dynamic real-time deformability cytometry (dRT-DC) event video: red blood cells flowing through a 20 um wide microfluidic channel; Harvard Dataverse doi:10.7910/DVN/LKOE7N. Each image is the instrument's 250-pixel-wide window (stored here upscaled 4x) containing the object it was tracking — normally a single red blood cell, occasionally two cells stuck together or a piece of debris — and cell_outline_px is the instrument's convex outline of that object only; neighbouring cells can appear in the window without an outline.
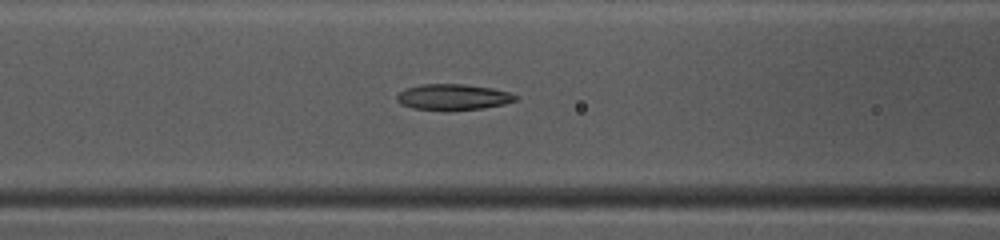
{"species": "common noctule bat (a hibernating species)", "species_latin": "Nyctalus noctula", "temperature_condition": "warm", "stored_images_in_passage": 48, "camera_frame_rate_fps": 3000, "um_per_image_px": 0.085, "animal": {"sex": "female", "body_mass_g": 10.0, "forearm_length_mm": 53.1}, "frame": {"image": 1, "passage_image": 20, "time_ms": 6.333, "image_size_px": [1000, 240], "cell_outline_px": [[520, 96], [516, 100], [504, 104], [484, 108], [448, 112], [444, 112], [412, 108], [400, 104], [396, 100], [396, 96], [404, 88], [420, 84], [464, 84], [492, 88], [508, 92]], "centroid_in_image_um": [38.48, 8.27], "position_along_channel_um": 128.1, "area_um2": 18.5}}
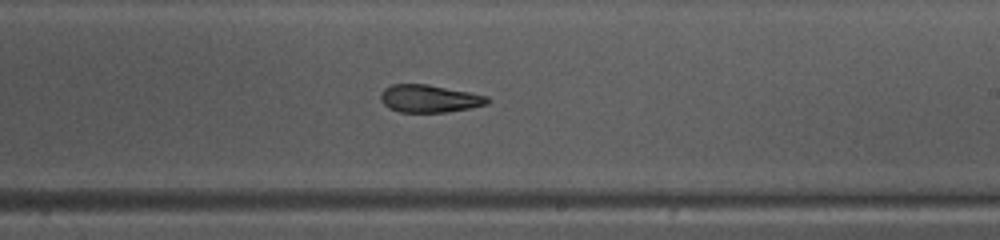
{"frame": {"image": 2, "passage_image": 29, "time_ms": 9.333, "image_size_px": [1000, 240], "cell_outline_px": [[492, 100], [488, 104], [472, 108], [448, 112], [400, 112], [388, 108], [380, 100], [380, 92], [384, 88], [392, 84], [428, 84], [488, 96]], "centroid_in_image_um": [36.5, 8.38], "position_along_channel_um": 252.5, "area_um2": 17.4}}
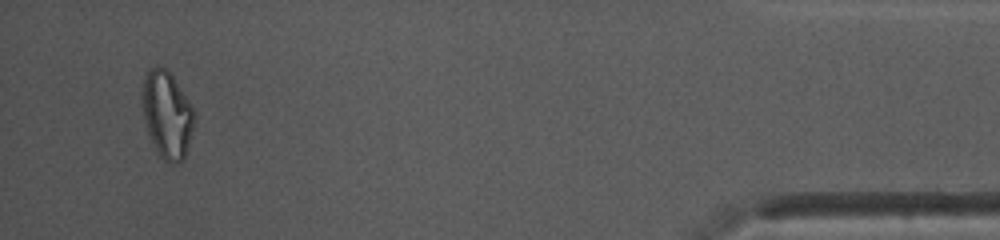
{"frame": {"image": 3, "passage_image": 46, "time_ms": 15.0, "image_size_px": [1000, 240], "cell_outline_px": [[196, 112], [184, 160], [176, 164], [172, 164], [164, 160], [160, 156], [148, 132], [144, 120], [144, 76], [156, 64], [168, 68]], "centroid_in_image_um": [14.23, 9.73], "position_along_channel_um": 421.0, "area_um2": 25.95}, "authors_computed_cell_mechanics": {"area_um2": 19.3052, "velocity_mm_per_s": 4.1397, "shape_relaxation_time_tau1_ms": 6.4514, "shape_relaxation_time_tau2_ms": 3.402, "deformation_change_tau1": 0.1701, "deformation_change_tau2": 0.0829}}